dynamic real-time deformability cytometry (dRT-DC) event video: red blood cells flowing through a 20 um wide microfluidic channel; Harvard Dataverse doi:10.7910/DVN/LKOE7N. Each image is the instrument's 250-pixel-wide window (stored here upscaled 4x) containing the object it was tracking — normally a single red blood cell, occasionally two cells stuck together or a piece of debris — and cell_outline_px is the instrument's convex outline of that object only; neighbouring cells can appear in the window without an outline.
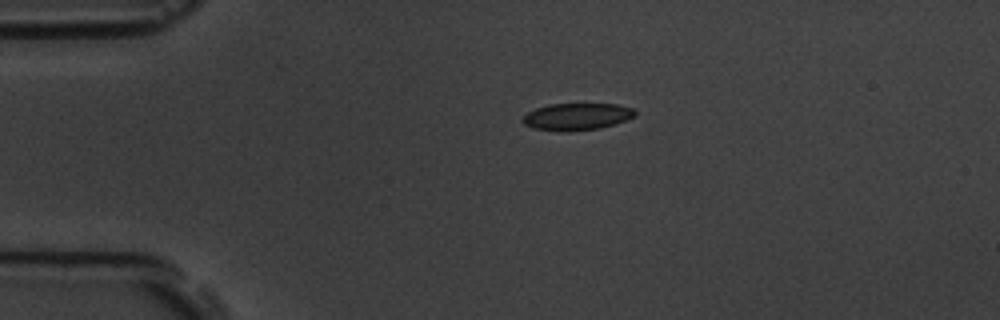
{"species": "common noctule bat (a hibernating species)", "species_latin": "Nyctalus noctula", "temperature_condition": "room temperature", "stored_images_in_passage": 7, "camera_frame_rate_fps": 3000, "um_per_image_px": 0.085, "animal": {"sex": "male", "body_mass_g": 19.5, "forearm_length_mm": 54.6}, "frame": {"image": 1, "passage_image": 1, "time_ms": 0.0, "image_size_px": [1000, 320], "cell_outline_px": [[636, 116], [616, 124], [600, 128], [568, 132], [556, 132], [532, 128], [524, 124], [520, 120], [528, 112], [536, 108], [548, 104], [616, 104], [632, 108], [636, 112]], "centroid_in_image_um": [49.01, 9.93], "position_along_channel_um": 36.0, "area_um2": 17.98}}
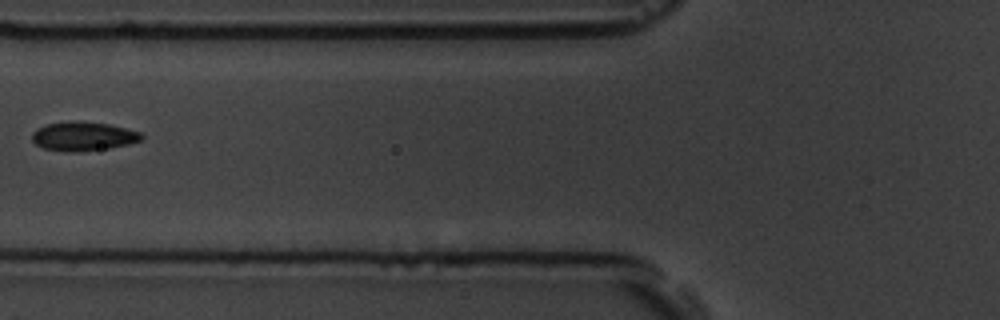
{"frame": {"image": 2, "passage_image": 4, "time_ms": 3.333, "image_size_px": [1000, 320], "cell_outline_px": [[144, 136], [140, 140], [128, 144], [108, 148], [80, 152], [64, 152], [44, 148], [36, 144], [32, 140], [32, 132], [36, 128], [48, 124], [108, 124], [140, 132]], "centroid_in_image_um": [7.06, 11.64], "position_along_channel_um": 118.7, "area_um2": 17.63}}
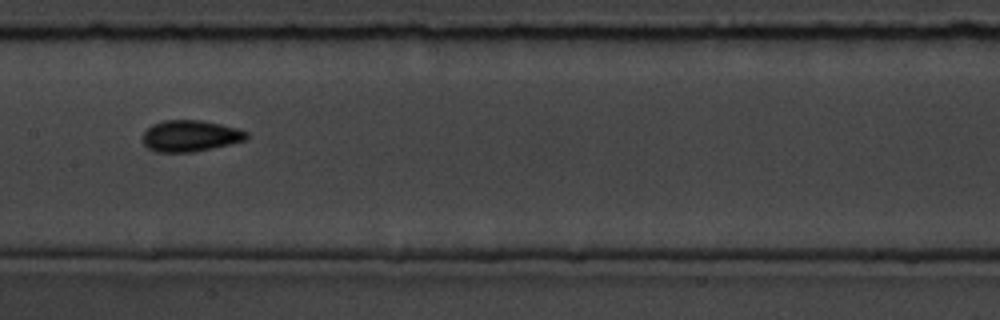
{"frame": {"image": 3, "passage_image": 6, "time_ms": 5.333, "image_size_px": [1000, 320], "cell_outline_px": [[248, 136], [244, 140], [212, 148], [192, 152], [156, 152], [148, 148], [144, 144], [144, 132], [152, 124], [164, 120], [200, 120], [220, 124], [236, 128], [248, 132]], "centroid_in_image_um": [16.15, 11.55], "position_along_channel_um": 191.2, "area_um2": 18.73}}